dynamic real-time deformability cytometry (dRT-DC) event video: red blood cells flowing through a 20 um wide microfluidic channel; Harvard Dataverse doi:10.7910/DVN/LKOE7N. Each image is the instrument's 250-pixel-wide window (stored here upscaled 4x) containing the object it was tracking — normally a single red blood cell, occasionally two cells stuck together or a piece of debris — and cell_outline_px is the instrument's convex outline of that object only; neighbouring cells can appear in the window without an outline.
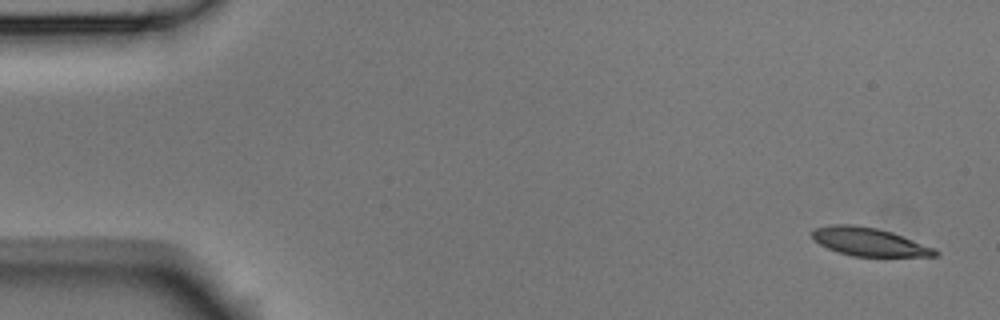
{"species": "Egyptian fruit bat (a non-hibernating species)", "species_latin": "Rousettus aegyptiacus", "temperature_condition": "room temperature", "stored_images_in_passage": 6, "segment_of_instrument_passage": [2, 2], "camera_frame_rate_fps": 3000, "um_per_image_px": 0.085, "animal": {"sex": "male"}, "frame": {"image": 1, "passage_image": 6, "time_ms": 1.667, "image_size_px": [1000, 320], "cell_outline_px": [[940, 252], [936, 256], [852, 256], [836, 252], [820, 244], [812, 236], [812, 232], [816, 228], [832, 224], [856, 224], [876, 228], [892, 232], [936, 248]], "centroid_in_image_um": [73.9, 20.55], "position_along_channel_um": 11.1, "area_um2": 20.23}}